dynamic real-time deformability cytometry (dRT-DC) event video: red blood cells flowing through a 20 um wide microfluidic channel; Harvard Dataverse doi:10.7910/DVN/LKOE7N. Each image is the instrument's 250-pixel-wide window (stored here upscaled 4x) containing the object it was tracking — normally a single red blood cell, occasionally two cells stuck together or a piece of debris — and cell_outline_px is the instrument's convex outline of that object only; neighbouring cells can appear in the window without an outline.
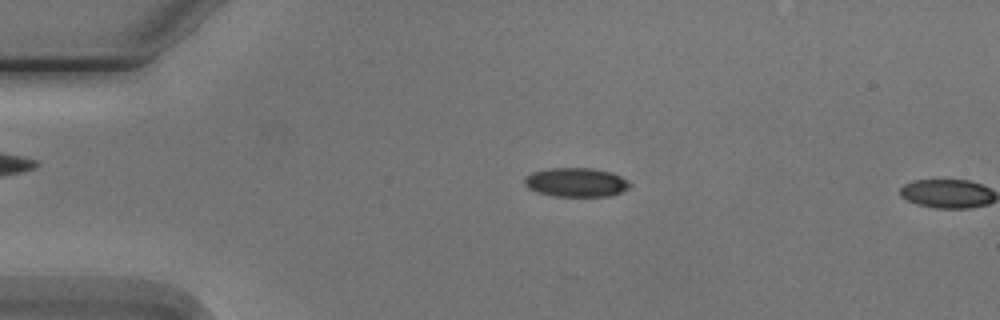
{"species": "Egyptian fruit bat (a non-hibernating species)", "species_latin": "Rousettus aegyptiacus", "temperature_condition": "cold", "stored_images_in_passage": 4, "camera_frame_rate_fps": 3000, "um_per_image_px": 0.085, "animal": {"sex": "male"}, "frame": {"image": 1, "passage_image": 3, "time_ms": 2.333, "image_size_px": [1000, 320], "cell_outline_px": [[632, 184], [628, 188], [620, 192], [608, 196], [552, 196], [536, 192], [528, 188], [524, 184], [524, 176], [532, 172], [548, 168], [592, 168], [612, 172], [628, 180]], "centroid_in_image_um": [48.94, 15.49], "position_along_channel_um": 36.1, "area_um2": 17.98}}